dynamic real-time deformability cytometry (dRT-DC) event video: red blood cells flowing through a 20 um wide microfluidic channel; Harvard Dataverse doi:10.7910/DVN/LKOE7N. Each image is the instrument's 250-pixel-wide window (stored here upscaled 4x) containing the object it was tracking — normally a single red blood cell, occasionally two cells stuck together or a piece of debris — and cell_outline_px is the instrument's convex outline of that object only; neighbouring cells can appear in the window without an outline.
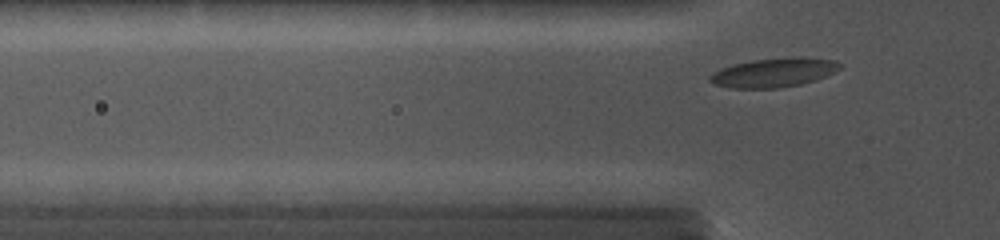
{"species": "common noctule bat (a hibernating species)", "species_latin": "Nyctalus noctula", "temperature_condition": "cold", "stored_images_in_passage": 57, "camera_frame_rate_fps": 5000, "um_per_image_px": 0.085, "animal": {"sex": "female", "body_mass_g": 19.0, "forearm_length_mm": 56.7}, "frame": {"image": 1, "passage_image": 8, "time_ms": 1.4, "image_size_px": [1000, 240], "cell_outline_px": [[844, 64], [836, 72], [816, 80], [800, 84], [776, 88], [732, 88], [712, 84], [708, 80], [708, 76], [712, 72], [720, 68], [732, 64], [752, 60], [800, 56], [804, 56], [836, 60]], "centroid_in_image_um": [65.79, 6.15], "position_along_channel_um": 60.0, "area_um2": 22.48}}
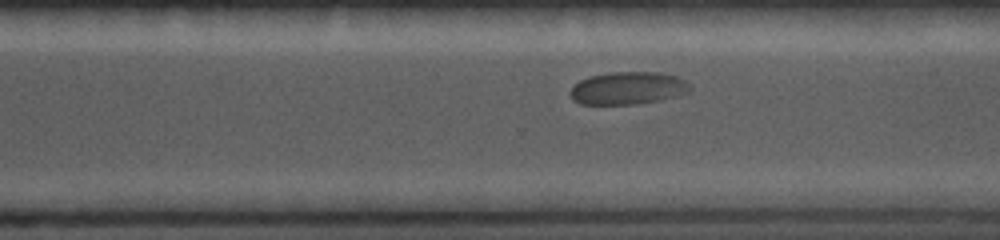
{"frame": {"image": 2, "passage_image": 42, "time_ms": 8.2, "image_size_px": [1000, 240], "cell_outline_px": [[692, 88], [688, 92], [680, 96], [660, 100], [636, 104], [580, 104], [572, 100], [568, 92], [580, 80], [588, 76], [612, 72], [660, 72], [676, 76], [692, 84]], "centroid_in_image_um": [53.39, 7.49], "position_along_channel_um": 317.2, "area_um2": 23.06}}
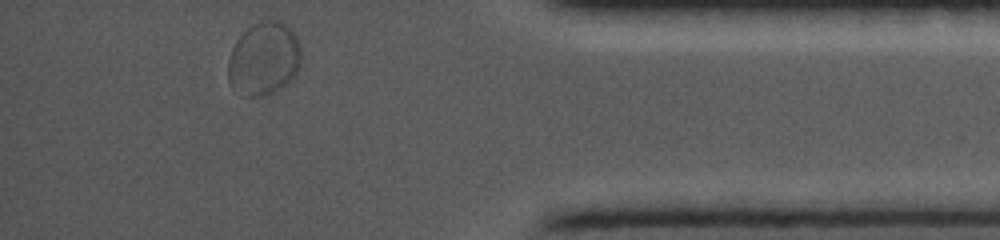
{"frame": {"image": 3, "passage_image": 57, "time_ms": 11.2, "image_size_px": [1000, 240], "cell_outline_px": [[300, 64], [296, 72], [280, 88], [264, 96], [244, 96], [228, 80], [228, 60], [232, 48], [236, 40], [252, 24], [264, 20], [276, 20], [292, 28], [300, 44]], "centroid_in_image_um": [22.42, 4.96], "position_along_channel_um": 412.8, "area_um2": 30.87}}